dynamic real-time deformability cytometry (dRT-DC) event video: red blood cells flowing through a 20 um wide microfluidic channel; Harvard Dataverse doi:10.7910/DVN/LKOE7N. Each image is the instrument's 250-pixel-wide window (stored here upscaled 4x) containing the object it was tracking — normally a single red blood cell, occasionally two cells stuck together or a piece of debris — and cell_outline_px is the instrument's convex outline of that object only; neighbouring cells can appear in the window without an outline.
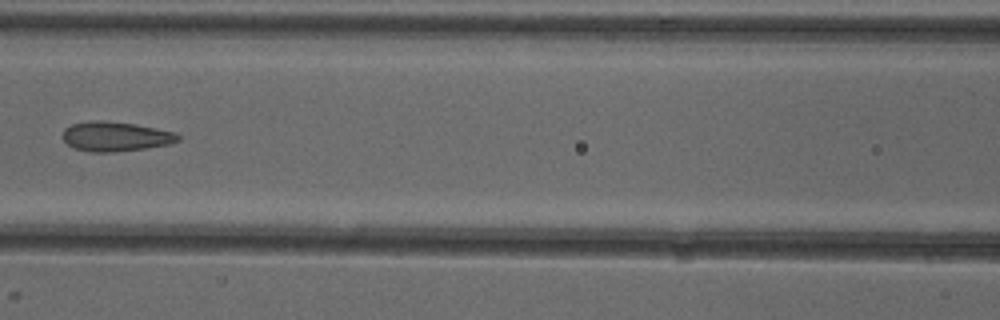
{"species": "common noctule bat (a hibernating species)", "species_latin": "Nyctalus noctula", "temperature_condition": "cold", "stored_images_in_passage": 5, "camera_frame_rate_fps": 3000, "um_per_image_px": 0.085, "animal": {"sex": "female"}, "frame": {"image": 1, "passage_image": 5, "time_ms": 5.667, "image_size_px": [1000, 320], "cell_outline_px": [[180, 140], [172, 144], [144, 148], [112, 152], [92, 152], [76, 148], [68, 144], [64, 140], [64, 128], [72, 124], [92, 120], [104, 120], [136, 124], [176, 132], [180, 136]], "centroid_in_image_um": [9.86, 11.59], "position_along_channel_um": 156.7, "area_um2": 19.88}}